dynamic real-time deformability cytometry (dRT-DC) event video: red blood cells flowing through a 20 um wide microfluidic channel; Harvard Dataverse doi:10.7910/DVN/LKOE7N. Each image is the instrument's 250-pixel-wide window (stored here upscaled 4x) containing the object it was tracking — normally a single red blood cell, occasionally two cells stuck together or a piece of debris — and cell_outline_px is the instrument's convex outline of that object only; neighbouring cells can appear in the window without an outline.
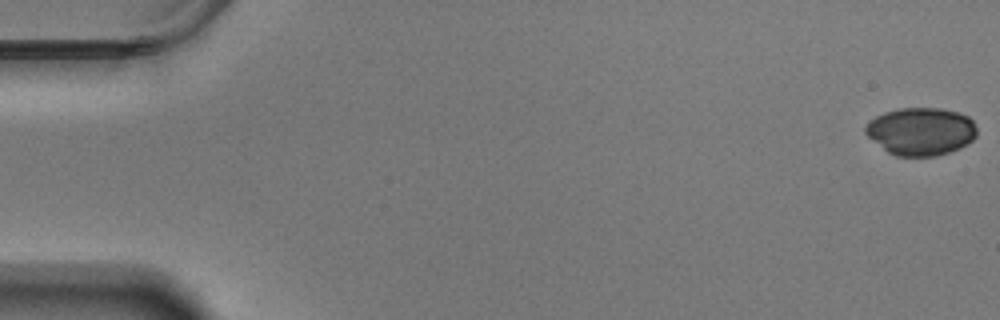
{"species": "Egyptian fruit bat (a non-hibernating species)", "species_latin": "Rousettus aegyptiacus", "temperature_condition": "warm", "stored_images_in_passage": 58, "camera_frame_rate_fps": 3000, "um_per_image_px": 0.085, "animal": {"sex": "male"}, "frame": {"image": 1, "passage_image": 1, "time_ms": 0.0, "image_size_px": [1000, 320], "cell_outline_px": [[976, 136], [972, 140], [960, 148], [936, 156], [896, 156], [888, 152], [868, 136], [864, 132], [864, 128], [876, 116], [884, 112], [900, 108], [940, 108], [960, 112], [968, 116], [972, 120], [976, 128]], "centroid_in_image_um": [78.29, 11.16], "position_along_channel_um": 6.7, "area_um2": 30.92}}
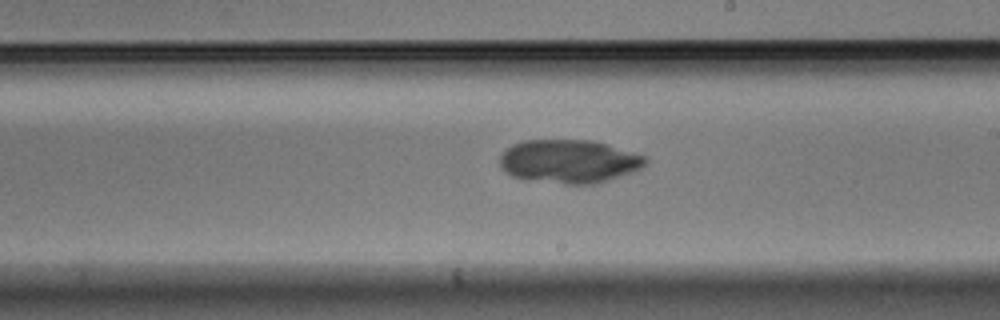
{"frame": {"image": 2, "passage_image": 34, "time_ms": 11.0, "image_size_px": [1000, 320], "cell_outline_px": [[648, 160], [640, 168], [632, 172], [596, 184], [564, 184], [524, 180], [512, 176], [500, 168], [500, 156], [512, 144], [524, 140], [592, 140], [608, 144], [648, 156]], "centroid_in_image_um": [48.37, 13.72], "position_along_channel_um": 240.6, "area_um2": 37.22}}
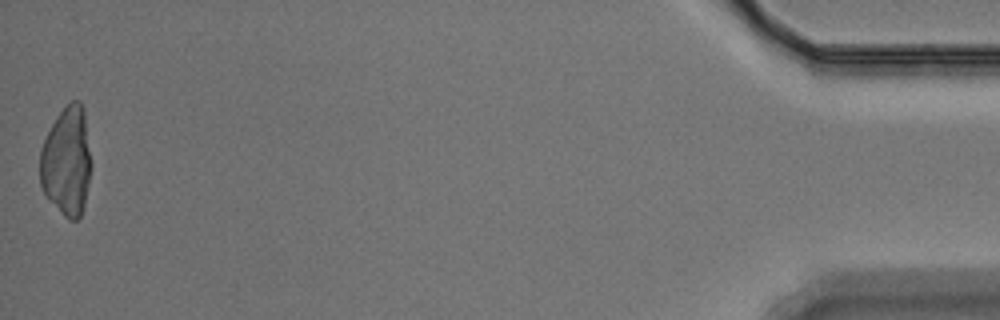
{"frame": {"image": 3, "passage_image": 58, "time_ms": 19.0, "image_size_px": [1000, 320], "cell_outline_px": [[92, 168], [84, 204], [80, 216], [76, 220], [68, 220], [48, 200], [40, 184], [40, 148], [56, 116], [72, 100], [80, 100], [84, 108], [92, 160]], "centroid_in_image_um": [5.69, 13.71], "position_along_channel_um": 429.5, "area_um2": 33.0}}